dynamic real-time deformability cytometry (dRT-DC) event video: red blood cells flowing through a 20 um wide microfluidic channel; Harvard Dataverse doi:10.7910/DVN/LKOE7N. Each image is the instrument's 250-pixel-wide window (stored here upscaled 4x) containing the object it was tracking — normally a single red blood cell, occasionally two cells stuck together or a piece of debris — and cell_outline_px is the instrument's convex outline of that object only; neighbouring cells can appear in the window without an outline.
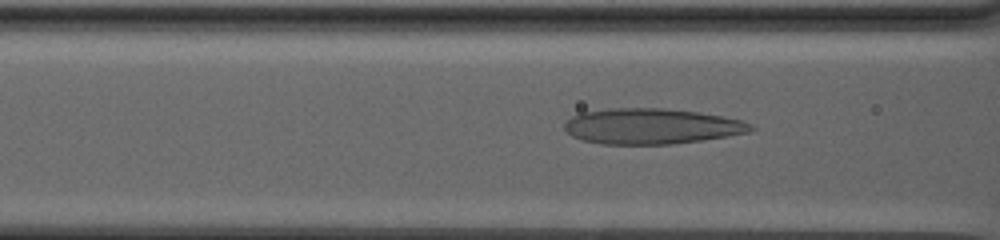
{"species": "human", "species_latin": "Homo sapiens", "temperature_condition": "warm", "stored_images_in_passage": 64, "camera_frame_rate_fps": 3000, "um_per_image_px": 0.085, "donor": {"sex": "male"}, "frame": {"image": 1, "passage_image": 18, "time_ms": 5.667, "image_size_px": [1000, 240], "cell_outline_px": [[756, 128], [748, 132], [728, 136], [672, 144], [600, 144], [584, 140], [572, 136], [564, 128], [564, 124], [572, 116], [580, 112], [608, 108], [660, 108], [696, 112], [720, 116], [740, 120], [752, 124]], "centroid_in_image_um": [55.34, 10.73], "position_along_channel_um": 111.3, "area_um2": 38.44}}
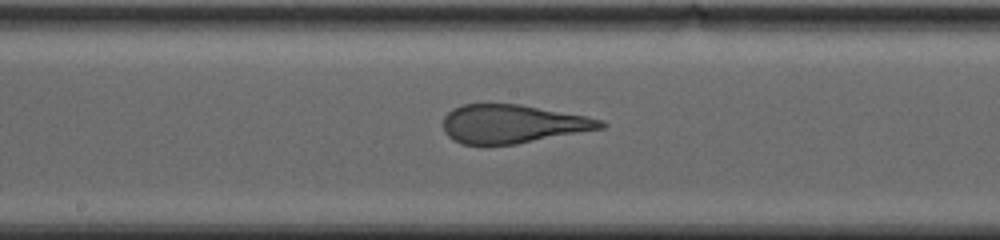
{"frame": {"image": 2, "passage_image": 29, "time_ms": 9.333, "image_size_px": [1000, 240], "cell_outline_px": [[608, 124], [604, 128], [516, 144], [460, 144], [452, 140], [444, 132], [444, 116], [452, 108], [464, 104], [520, 104], [588, 116], [604, 120]], "centroid_in_image_um": [43.59, 10.53], "position_along_channel_um": 204.6, "area_um2": 35.49}}
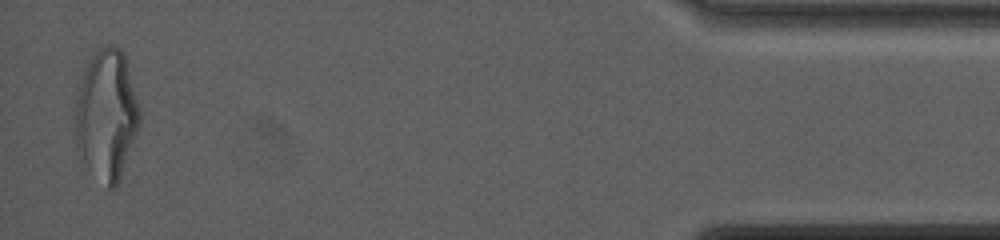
{"frame": {"image": 3, "passage_image": 63, "time_ms": 20.667, "image_size_px": [1000, 240], "cell_outline_px": [[140, 124], [116, 188], [112, 192], [80, 160], [76, 148], [76, 104], [84, 72], [92, 56], [100, 48], [108, 44], [116, 44], [124, 52], [140, 108]], "centroid_in_image_um": [9.08, 9.78], "position_along_channel_um": 426.1, "area_um2": 48.67}, "authors_computed_cell_mechanics": {"area_um2": 39.6508, "velocity_mm_per_s": 2.5421, "shape_relaxation_time_tau1_ms": null, "shape_relaxation_time_tau2_ms": 1.3035, "deformation_change_tau1": null, "deformation_change_tau2": 0.1086}}